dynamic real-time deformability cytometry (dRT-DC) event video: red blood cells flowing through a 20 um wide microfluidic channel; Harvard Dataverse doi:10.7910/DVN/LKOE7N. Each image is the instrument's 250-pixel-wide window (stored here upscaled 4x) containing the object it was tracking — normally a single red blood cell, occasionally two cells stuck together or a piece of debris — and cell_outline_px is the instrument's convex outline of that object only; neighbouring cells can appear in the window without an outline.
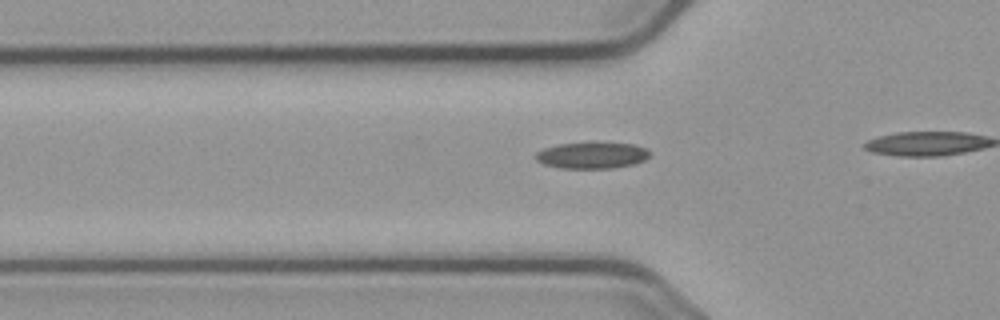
{"species": "common noctule bat (a hibernating species)", "species_latin": "Nyctalus noctula", "temperature_condition": "cold", "stored_images_in_passage": 7, "camera_frame_rate_fps": 3000, "um_per_image_px": 0.085, "animal": {"sex": "male", "body_mass_g": 23.1, "forearm_length_mm": 52.7}, "frame": {"image": 1, "passage_image": 2, "time_ms": 0.333, "image_size_px": [1000, 320], "cell_outline_px": [[648, 156], [644, 160], [636, 164], [612, 168], [560, 168], [544, 164], [536, 160], [536, 152], [544, 148], [560, 144], [632, 144], [644, 148], [648, 152]], "centroid_in_image_um": [50.29, 13.23], "position_along_channel_um": 75.5, "area_um2": 16.94}}
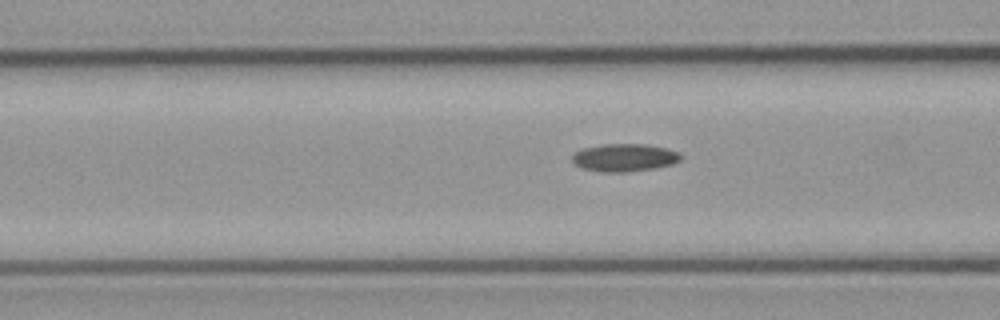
{"frame": {"image": 2, "passage_image": 5, "time_ms": 1.333, "image_size_px": [1000, 320], "cell_outline_px": [[684, 156], [680, 160], [672, 164], [656, 168], [624, 172], [604, 172], [580, 168], [572, 164], [572, 156], [576, 152], [584, 148], [604, 144], [644, 144], [668, 148], [680, 152]], "centroid_in_image_um": [53.1, 13.4], "position_along_channel_um": 113.5, "area_um2": 17.74}}